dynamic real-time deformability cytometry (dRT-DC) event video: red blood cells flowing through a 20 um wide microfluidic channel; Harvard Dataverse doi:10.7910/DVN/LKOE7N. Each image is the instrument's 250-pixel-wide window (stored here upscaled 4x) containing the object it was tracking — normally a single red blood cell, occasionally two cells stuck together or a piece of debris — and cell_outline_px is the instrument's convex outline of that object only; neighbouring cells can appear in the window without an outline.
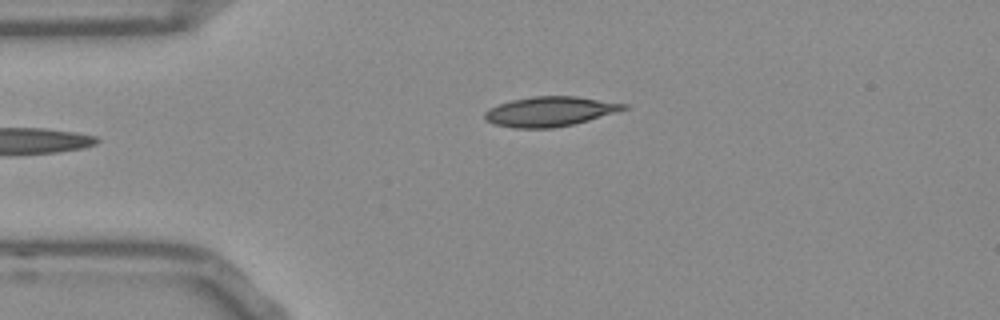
{"species": "Egyptian fruit bat (a non-hibernating species)", "species_latin": "Rousettus aegyptiacus", "temperature_condition": "room temperature", "stored_images_in_passage": 37, "camera_frame_rate_fps": 3000, "um_per_image_px": 0.085, "frame": {"image": 1, "passage_image": 3, "time_ms": 0.667, "image_size_px": [1000, 320], "cell_outline_px": [[628, 108], [616, 112], [588, 120], [572, 124], [552, 128], [516, 128], [496, 124], [484, 120], [484, 112], [488, 108], [512, 100], [532, 96], [576, 96], [628, 104]], "centroid_in_image_um": [46.72, 9.47], "position_along_channel_um": 38.3, "area_um2": 23.93}}
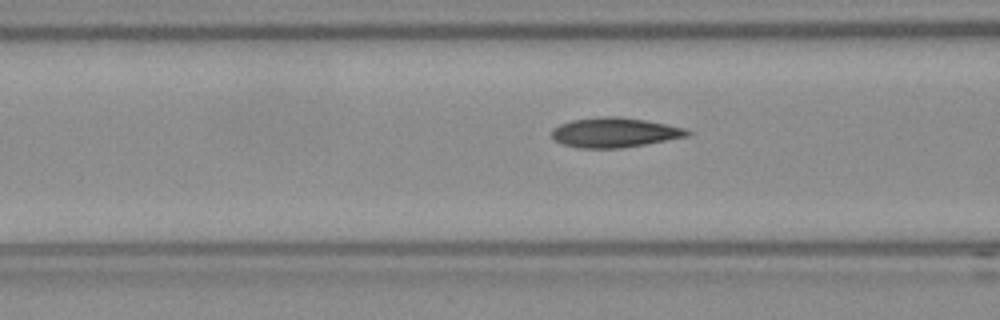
{"frame": {"image": 2, "passage_image": 11, "time_ms": 3.333, "image_size_px": [1000, 320], "cell_outline_px": [[692, 136], [620, 148], [580, 148], [564, 144], [556, 140], [552, 136], [552, 128], [560, 124], [572, 120], [600, 116], [620, 116], [644, 120], [688, 128], [692, 132]], "centroid_in_image_um": [52.3, 11.25], "position_along_channel_um": 114.3, "area_um2": 23.58}}
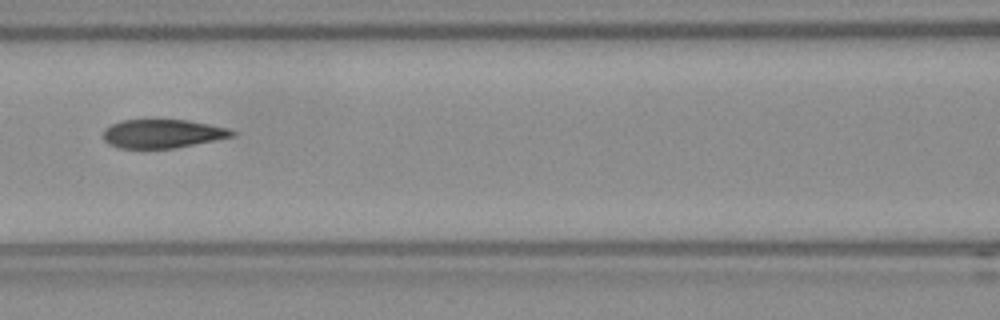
{"frame": {"image": 3, "passage_image": 14, "time_ms": 4.333, "image_size_px": [1000, 320], "cell_outline_px": [[236, 132], [232, 136], [172, 148], [120, 148], [108, 144], [104, 140], [104, 128], [120, 120], [188, 120], [228, 128]], "centroid_in_image_um": [13.75, 11.35], "position_along_channel_um": 152.8, "area_um2": 21.15}, "authors_computed_cell_mechanics": {"area_um2": 23.0044, "velocity_mm_per_s": 3.794, "shape_relaxation_time_tau1_ms": 8.1191, "shape_relaxation_time_tau2_ms": 1.9599, "deformation_change_tau1": 0.2243, "deformation_change_tau2": 0.0923}}